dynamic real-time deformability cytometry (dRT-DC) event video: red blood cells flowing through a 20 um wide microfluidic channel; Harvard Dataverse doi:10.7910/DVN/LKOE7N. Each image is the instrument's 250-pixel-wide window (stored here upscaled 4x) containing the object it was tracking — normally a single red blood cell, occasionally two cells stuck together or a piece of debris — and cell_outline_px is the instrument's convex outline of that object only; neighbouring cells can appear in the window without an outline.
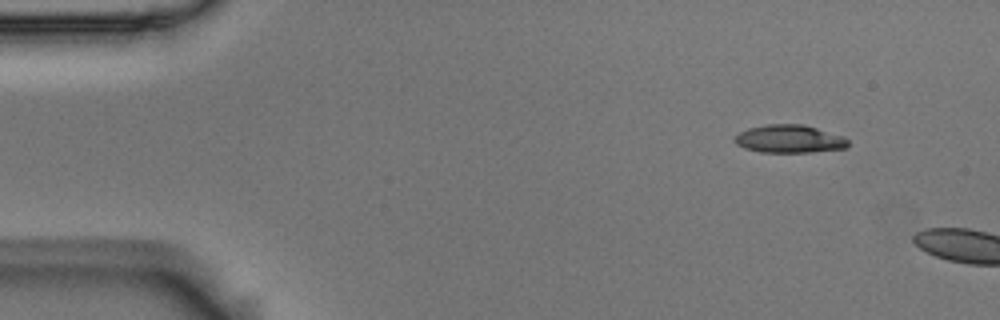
{"species": "Egyptian fruit bat (a non-hibernating species)", "species_latin": "Rousettus aegyptiacus", "temperature_condition": "room temperature", "stored_images_in_passage": 2, "camera_frame_rate_fps": 3000, "um_per_image_px": 0.085, "animal": {"sex": "male"}, "frame": {"image": 1, "passage_image": 1, "time_ms": 0.0, "image_size_px": [1000, 320], "cell_outline_px": [[848, 144], [844, 148], [812, 152], [760, 152], [744, 148], [736, 144], [732, 140], [740, 132], [748, 128], [768, 124], [804, 124], [844, 136], [848, 140]], "centroid_in_image_um": [67.08, 11.8], "position_along_channel_um": 17.9, "area_um2": 18.5}}